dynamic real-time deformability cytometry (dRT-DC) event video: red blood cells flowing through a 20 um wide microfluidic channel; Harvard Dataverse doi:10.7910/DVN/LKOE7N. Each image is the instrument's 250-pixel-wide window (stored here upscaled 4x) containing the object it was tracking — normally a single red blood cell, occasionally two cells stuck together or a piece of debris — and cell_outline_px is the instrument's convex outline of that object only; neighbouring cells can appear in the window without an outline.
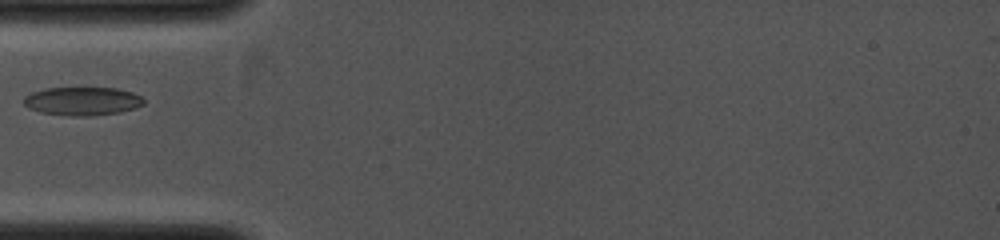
{"species": "common noctule bat (a hibernating species)", "species_latin": "Nyctalus noctula", "temperature_condition": "cold", "stored_images_in_passage": 3, "camera_frame_rate_fps": 4000, "um_per_image_px": 0.085, "animal": {"sex": "female", "body_mass_g": 19.0, "forearm_length_mm": 53.3}, "frame": {"image": 1, "passage_image": 3, "time_ms": 1.5, "image_size_px": [1000, 240], "cell_outline_px": [[144, 104], [136, 108], [120, 112], [92, 116], [72, 116], [40, 112], [28, 108], [24, 104], [24, 96], [32, 92], [48, 88], [116, 88], [132, 92], [140, 96], [144, 100]], "centroid_in_image_um": [7.01, 8.6], "position_along_channel_um": 78.0, "area_um2": 19.88}}